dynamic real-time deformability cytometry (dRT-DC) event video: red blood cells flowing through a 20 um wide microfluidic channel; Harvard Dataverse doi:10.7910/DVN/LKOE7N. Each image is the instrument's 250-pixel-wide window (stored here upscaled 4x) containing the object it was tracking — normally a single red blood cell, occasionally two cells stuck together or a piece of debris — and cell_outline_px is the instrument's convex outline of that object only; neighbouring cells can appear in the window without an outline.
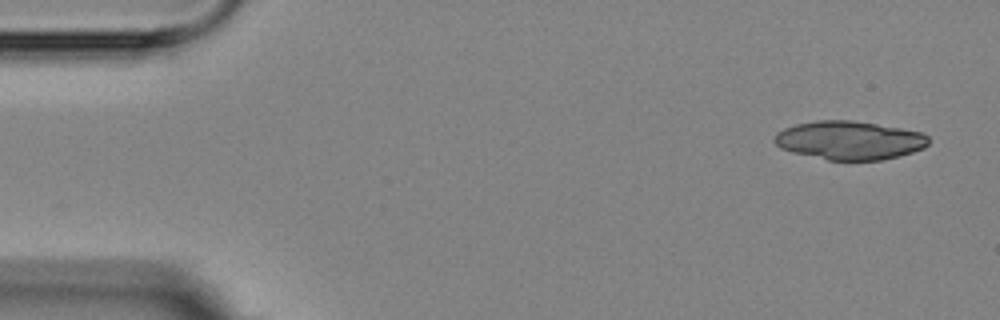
{"species": "Egyptian fruit bat (a non-hibernating species)", "species_latin": "Rousettus aegyptiacus", "temperature_condition": "room temperature", "stored_images_in_passage": 4, "camera_frame_rate_fps": 3000, "um_per_image_px": 0.085, "animal": {"sex": "female"}, "frame": {"image": 1, "passage_image": 1, "time_ms": 0.0, "image_size_px": [1000, 320], "cell_outline_px": [[928, 144], [924, 148], [900, 156], [880, 160], [828, 160], [792, 152], [780, 148], [772, 140], [776, 132], [784, 128], [796, 124], [816, 120], [852, 120], [900, 128], [920, 132], [928, 136]], "centroid_in_image_um": [72.17, 11.92], "position_along_channel_um": 12.8, "area_um2": 34.68}}